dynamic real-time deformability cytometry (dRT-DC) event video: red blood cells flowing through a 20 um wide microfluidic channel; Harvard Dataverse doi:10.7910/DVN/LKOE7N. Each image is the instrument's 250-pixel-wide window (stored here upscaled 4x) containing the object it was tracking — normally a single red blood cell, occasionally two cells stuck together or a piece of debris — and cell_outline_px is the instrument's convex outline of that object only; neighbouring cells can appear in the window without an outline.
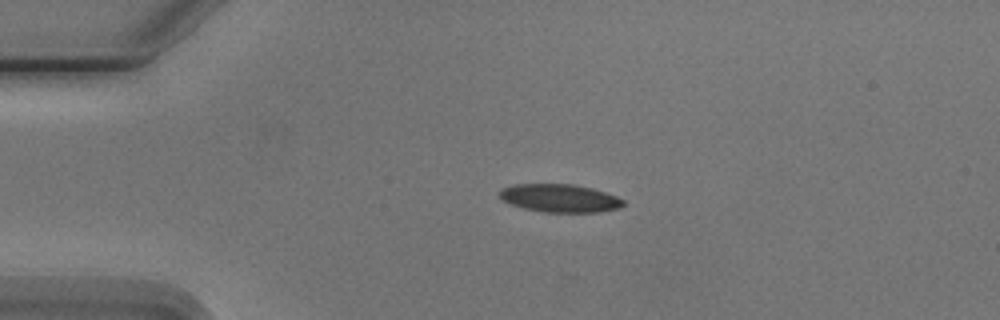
{"species": "Egyptian fruit bat (a non-hibernating species)", "species_latin": "Rousettus aegyptiacus", "temperature_condition": "cold", "stored_images_in_passage": 4, "camera_frame_rate_fps": 3000, "um_per_image_px": 0.085, "animal": {"sex": "male"}, "frame": {"image": 1, "passage_image": 3, "time_ms": 2.333, "image_size_px": [1000, 320], "cell_outline_px": [[624, 204], [620, 208], [600, 212], [544, 212], [524, 208], [512, 204], [504, 200], [500, 196], [500, 188], [512, 184], [572, 184], [592, 188], [616, 196], [624, 200]], "centroid_in_image_um": [47.59, 16.84], "position_along_channel_um": 37.4, "area_um2": 20.17}}